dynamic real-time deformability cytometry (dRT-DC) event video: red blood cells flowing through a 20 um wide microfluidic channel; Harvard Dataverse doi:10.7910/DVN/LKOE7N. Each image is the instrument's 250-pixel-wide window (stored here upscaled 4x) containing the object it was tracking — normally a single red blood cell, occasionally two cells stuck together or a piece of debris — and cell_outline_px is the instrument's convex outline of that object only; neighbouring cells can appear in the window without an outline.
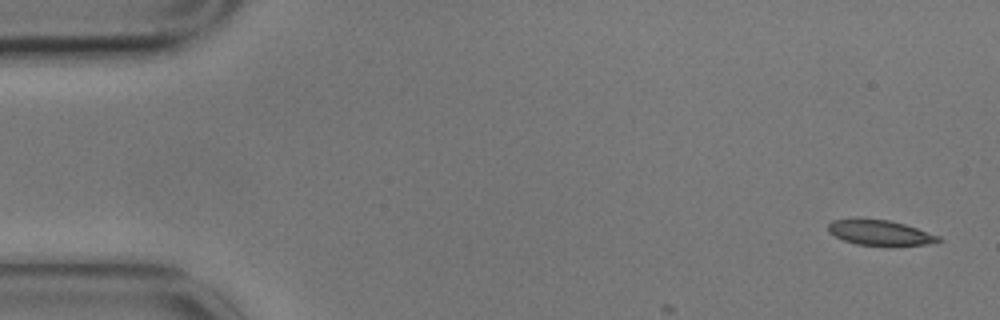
{"species": "common noctule bat (a hibernating species)", "species_latin": "Nyctalus noctula", "temperature_condition": "cold", "stored_images_in_passage": 5, "camera_frame_rate_fps": 3000, "um_per_image_px": 0.085, "animal": {"sex": "male", "body_mass_g": 17.9}, "frame": {"image": 1, "passage_image": 1, "time_ms": 0.0, "image_size_px": [1000, 320], "cell_outline_px": [[944, 240], [936, 244], [884, 248], [856, 244], [844, 240], [828, 232], [828, 224], [832, 220], [888, 220], [904, 224], [940, 236]], "centroid_in_image_um": [74.92, 19.86], "position_along_channel_um": 10.1, "area_um2": 16.65}}
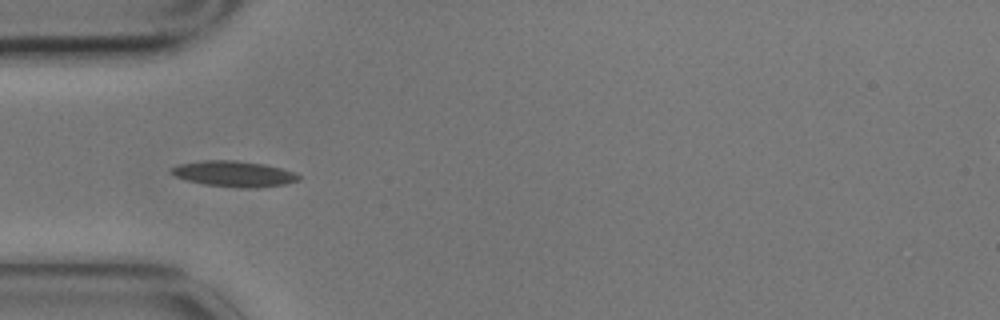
{"frame": {"image": 2, "passage_image": 4, "time_ms": 1.0, "image_size_px": [1000, 320], "cell_outline_px": [[300, 180], [284, 184], [256, 188], [240, 188], [204, 184], [188, 180], [176, 176], [168, 172], [168, 168], [180, 164], [204, 160], [236, 160], [264, 164], [280, 168], [292, 172], [300, 176]], "centroid_in_image_um": [19.85, 14.77], "position_along_channel_um": 65.1, "area_um2": 19.07}}